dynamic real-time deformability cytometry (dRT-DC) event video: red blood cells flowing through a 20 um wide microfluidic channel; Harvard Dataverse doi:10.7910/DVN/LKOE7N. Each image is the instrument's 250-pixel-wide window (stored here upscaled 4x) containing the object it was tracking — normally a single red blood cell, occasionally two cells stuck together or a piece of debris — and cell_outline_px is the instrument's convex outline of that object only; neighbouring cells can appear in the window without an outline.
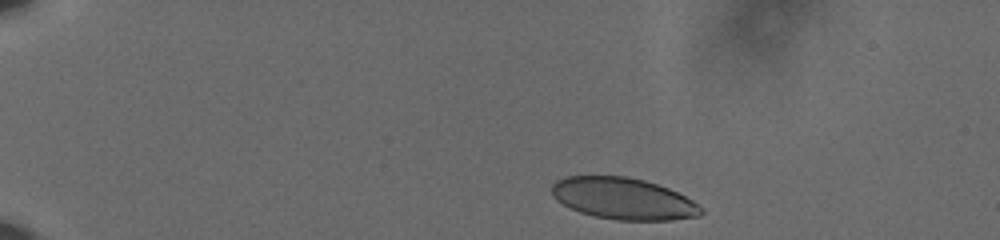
{"species": "human", "species_latin": "Homo sapiens", "temperature_condition": "cold", "stored_images_in_passage": 45, "camera_frame_rate_fps": 3000, "um_per_image_px": 0.085, "donor": {"sex": "male"}, "frame": {"image": 1, "passage_image": 2, "time_ms": 0.333, "image_size_px": [1000, 240], "cell_outline_px": [[704, 212], [700, 216], [672, 220], [616, 220], [596, 216], [580, 212], [556, 200], [552, 196], [552, 184], [556, 180], [564, 176], [624, 176], [644, 180], [668, 188], [692, 200], [704, 208]], "centroid_in_image_um": [52.99, 16.88], "position_along_channel_um": 32.0, "area_um2": 36.18}}
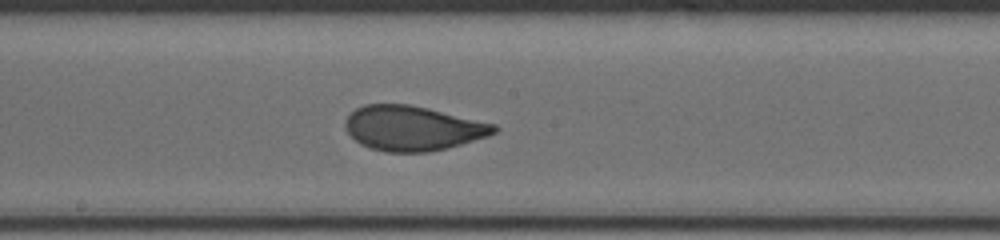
{"frame": {"image": 2, "passage_image": 25, "time_ms": 8.0, "image_size_px": [1000, 240], "cell_outline_px": [[500, 128], [496, 132], [488, 136], [460, 144], [428, 152], [384, 152], [360, 144], [348, 132], [344, 124], [348, 116], [356, 108], [364, 104], [408, 104], [428, 108], [496, 124]], "centroid_in_image_um": [35.09, 10.89], "position_along_channel_um": 213.1, "area_um2": 38.61}}
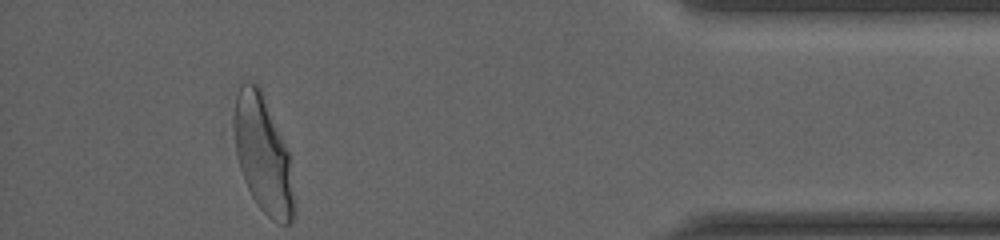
{"frame": {"image": 3, "passage_image": 45, "time_ms": 14.667, "image_size_px": [1000, 240], "cell_outline_px": [[296, 216], [292, 224], [280, 224], [272, 220], [260, 208], [252, 196], [244, 180], [240, 168], [236, 152], [236, 92], [240, 84], [244, 80], [252, 80], [260, 88], [264, 96], [292, 156], [296, 212]], "centroid_in_image_um": [22.45, 13.2], "position_along_channel_um": 412.8, "area_um2": 41.5}, "authors_computed_cell_mechanics": {"area_um2": 38.6104, "velocity_mm_per_s": 3.597, "shape_relaxation_time_tau1_ms": 4.6215, "shape_relaxation_time_tau2_ms": null, "deformation_change_tau1": 0.1577, "deformation_change_tau2": null}}